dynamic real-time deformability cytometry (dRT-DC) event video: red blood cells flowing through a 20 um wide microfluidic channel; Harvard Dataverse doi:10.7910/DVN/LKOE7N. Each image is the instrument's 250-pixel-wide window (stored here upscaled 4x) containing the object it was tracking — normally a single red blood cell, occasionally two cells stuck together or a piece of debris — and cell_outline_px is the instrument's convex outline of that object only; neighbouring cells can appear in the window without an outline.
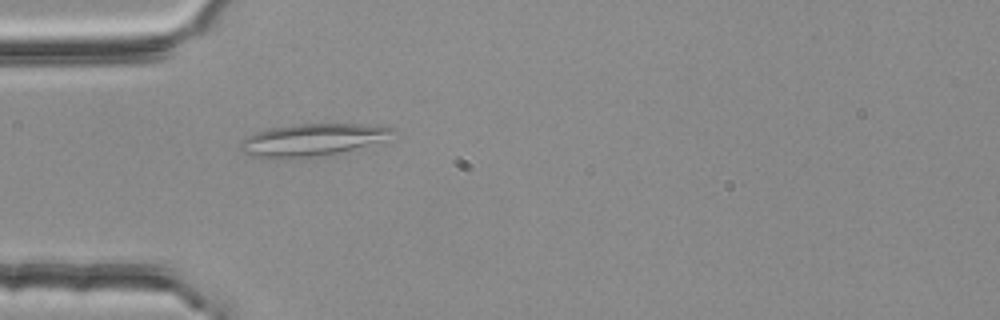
{"species": "common noctule bat (a hibernating species)", "species_latin": "Nyctalus noctula", "temperature_condition": "room temperature", "stored_images_in_passage": 46, "camera_frame_rate_fps": 3000, "um_per_image_px": 0.085, "animal": {"sex": "female", "body_mass_g": 25.1}, "frame": {"image": 1, "passage_image": 8, "time_ms": 2.333, "image_size_px": [1000, 320], "cell_outline_px": [[396, 128], [364, 144], [352, 148], [308, 160], [264, 160], [248, 156], [240, 148], [240, 144], [248, 136], [256, 132], [268, 128], [296, 124], [364, 124]], "centroid_in_image_um": [26.22, 11.94], "position_along_channel_um": 58.8, "area_um2": 28.32}}
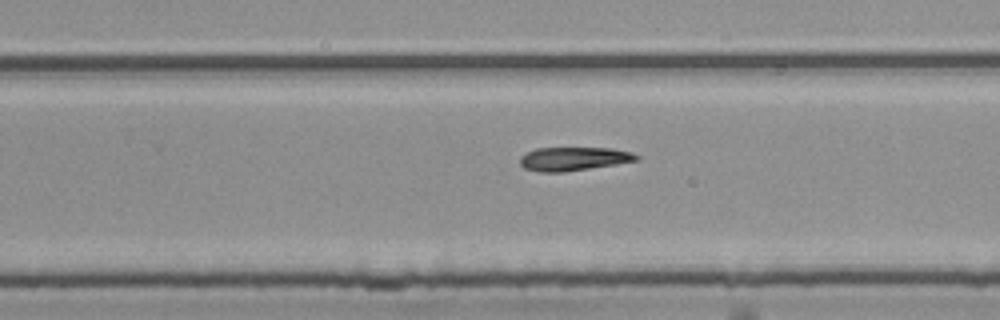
{"frame": {"image": 2, "passage_image": 26, "time_ms": 8.333, "image_size_px": [1000, 320], "cell_outline_px": [[640, 160], [616, 164], [564, 172], [540, 172], [524, 168], [520, 164], [520, 156], [536, 148], [612, 148], [632, 152], [640, 156]], "centroid_in_image_um": [48.78, 13.5], "position_along_channel_um": 281.0, "area_um2": 16.07}}
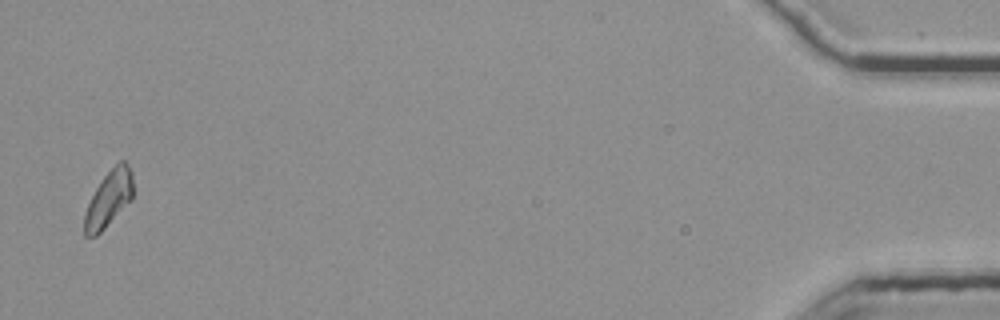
{"frame": {"image": 3, "passage_image": 45, "time_ms": 14.667, "image_size_px": [1000, 320], "cell_outline_px": [[132, 200], [96, 236], [84, 236], [84, 216], [88, 204], [96, 188], [104, 176], [120, 160], [124, 160], [132, 172]], "centroid_in_image_um": [9.24, 16.91], "position_along_channel_um": 426.0, "area_um2": 15.61}}